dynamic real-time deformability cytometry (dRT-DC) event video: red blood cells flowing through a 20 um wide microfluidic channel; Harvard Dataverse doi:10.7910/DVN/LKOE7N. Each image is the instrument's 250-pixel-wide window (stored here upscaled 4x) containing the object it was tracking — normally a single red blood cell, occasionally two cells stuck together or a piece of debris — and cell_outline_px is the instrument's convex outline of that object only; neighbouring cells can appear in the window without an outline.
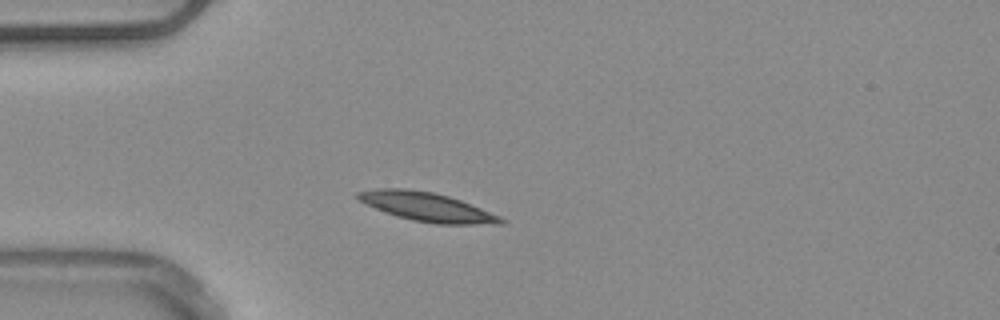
{"species": "common noctule bat (a hibernating species)", "species_latin": "Nyctalus noctula", "temperature_condition": "warm", "stored_images_in_passage": 40, "camera_frame_rate_fps": 3000, "um_per_image_px": 0.085, "animal": {"sex": "male", "body_mass_g": 20.4}, "frame": {"image": 1, "passage_image": 7, "time_ms": 2.0, "image_size_px": [1000, 320], "cell_outline_px": [[508, 220], [504, 224], [436, 224], [412, 220], [396, 216], [376, 208], [360, 200], [356, 196], [356, 192], [376, 188], [404, 188], [432, 192], [448, 196], [460, 200], [500, 216]], "centroid_in_image_um": [36.32, 17.59], "position_along_channel_um": 48.7, "area_um2": 23.87}, "authors_computed_cell_mechanics": {"area_um2": 21.7617, "velocity_mm_per_s": 3.8624, "shape_relaxation_time_tau1_ms": 4.5027, "shape_relaxation_time_tau2_ms": null, "deformation_change_tau1": 0.0951, "deformation_change_tau2": null}}